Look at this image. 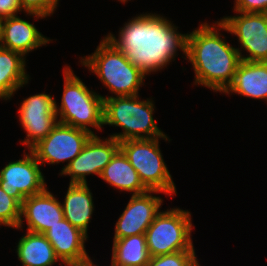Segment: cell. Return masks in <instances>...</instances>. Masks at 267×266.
Returning <instances> with one entry per match:
<instances>
[{
    "label": "cell",
    "mask_w": 267,
    "mask_h": 266,
    "mask_svg": "<svg viewBox=\"0 0 267 266\" xmlns=\"http://www.w3.org/2000/svg\"><path fill=\"white\" fill-rule=\"evenodd\" d=\"M178 28L163 15L143 12L119 27L118 37L109 32L105 38L149 76L174 62L178 51L186 59L187 33Z\"/></svg>",
    "instance_id": "1"
},
{
    "label": "cell",
    "mask_w": 267,
    "mask_h": 266,
    "mask_svg": "<svg viewBox=\"0 0 267 266\" xmlns=\"http://www.w3.org/2000/svg\"><path fill=\"white\" fill-rule=\"evenodd\" d=\"M223 24L201 22L187 33L186 59L192 64L195 85L223 93L232 83L241 61L237 47L222 34Z\"/></svg>",
    "instance_id": "2"
},
{
    "label": "cell",
    "mask_w": 267,
    "mask_h": 266,
    "mask_svg": "<svg viewBox=\"0 0 267 266\" xmlns=\"http://www.w3.org/2000/svg\"><path fill=\"white\" fill-rule=\"evenodd\" d=\"M92 54L80 58L79 63L86 67L89 73H94L98 80L110 92V96L139 95L140 87L146 81V75L134 66L119 49L105 37ZM113 94V95H112Z\"/></svg>",
    "instance_id": "3"
},
{
    "label": "cell",
    "mask_w": 267,
    "mask_h": 266,
    "mask_svg": "<svg viewBox=\"0 0 267 266\" xmlns=\"http://www.w3.org/2000/svg\"><path fill=\"white\" fill-rule=\"evenodd\" d=\"M153 98L139 95L112 96L104 99L103 126L120 127L122 132L109 136L121 142L127 139H154L167 137L158 126Z\"/></svg>",
    "instance_id": "4"
},
{
    "label": "cell",
    "mask_w": 267,
    "mask_h": 266,
    "mask_svg": "<svg viewBox=\"0 0 267 266\" xmlns=\"http://www.w3.org/2000/svg\"><path fill=\"white\" fill-rule=\"evenodd\" d=\"M63 79L61 103L59 105L55 102L59 123L86 130L93 135H95L93 129L102 132L104 112L102 95L92 90V87L88 88L69 65L63 68Z\"/></svg>",
    "instance_id": "5"
},
{
    "label": "cell",
    "mask_w": 267,
    "mask_h": 266,
    "mask_svg": "<svg viewBox=\"0 0 267 266\" xmlns=\"http://www.w3.org/2000/svg\"><path fill=\"white\" fill-rule=\"evenodd\" d=\"M160 140L171 141L168 136L154 139H127L120 142V150L148 190L160 191L172 198L177 194L176 185L163 159Z\"/></svg>",
    "instance_id": "6"
},
{
    "label": "cell",
    "mask_w": 267,
    "mask_h": 266,
    "mask_svg": "<svg viewBox=\"0 0 267 266\" xmlns=\"http://www.w3.org/2000/svg\"><path fill=\"white\" fill-rule=\"evenodd\" d=\"M191 212L179 207L160 211L145 232L151 257L178 251H195Z\"/></svg>",
    "instance_id": "7"
},
{
    "label": "cell",
    "mask_w": 267,
    "mask_h": 266,
    "mask_svg": "<svg viewBox=\"0 0 267 266\" xmlns=\"http://www.w3.org/2000/svg\"><path fill=\"white\" fill-rule=\"evenodd\" d=\"M234 12L236 15L224 16L220 21L226 33L237 37L240 59L267 62V14ZM244 51L247 54H244Z\"/></svg>",
    "instance_id": "8"
},
{
    "label": "cell",
    "mask_w": 267,
    "mask_h": 266,
    "mask_svg": "<svg viewBox=\"0 0 267 266\" xmlns=\"http://www.w3.org/2000/svg\"><path fill=\"white\" fill-rule=\"evenodd\" d=\"M93 134L66 124L58 123L51 132L30 150L41 166L67 162L61 172L82 151Z\"/></svg>",
    "instance_id": "9"
},
{
    "label": "cell",
    "mask_w": 267,
    "mask_h": 266,
    "mask_svg": "<svg viewBox=\"0 0 267 266\" xmlns=\"http://www.w3.org/2000/svg\"><path fill=\"white\" fill-rule=\"evenodd\" d=\"M23 152L22 159L10 161L0 169V187L20 204L26 197L41 193L47 188L42 166L35 155L31 150Z\"/></svg>",
    "instance_id": "10"
},
{
    "label": "cell",
    "mask_w": 267,
    "mask_h": 266,
    "mask_svg": "<svg viewBox=\"0 0 267 266\" xmlns=\"http://www.w3.org/2000/svg\"><path fill=\"white\" fill-rule=\"evenodd\" d=\"M55 98L45 92L24 98L18 108V117L26 137L19 142L30 150L44 139L59 123Z\"/></svg>",
    "instance_id": "11"
},
{
    "label": "cell",
    "mask_w": 267,
    "mask_h": 266,
    "mask_svg": "<svg viewBox=\"0 0 267 266\" xmlns=\"http://www.w3.org/2000/svg\"><path fill=\"white\" fill-rule=\"evenodd\" d=\"M120 149V142L114 138L92 135L82 151L60 172V176H70L69 183L87 184L86 176L100 177L105 166Z\"/></svg>",
    "instance_id": "12"
},
{
    "label": "cell",
    "mask_w": 267,
    "mask_h": 266,
    "mask_svg": "<svg viewBox=\"0 0 267 266\" xmlns=\"http://www.w3.org/2000/svg\"><path fill=\"white\" fill-rule=\"evenodd\" d=\"M160 191L148 190L145 193L131 195L125 209L115 223L113 239L145 234L161 211L163 199ZM156 194V195H154Z\"/></svg>",
    "instance_id": "13"
},
{
    "label": "cell",
    "mask_w": 267,
    "mask_h": 266,
    "mask_svg": "<svg viewBox=\"0 0 267 266\" xmlns=\"http://www.w3.org/2000/svg\"><path fill=\"white\" fill-rule=\"evenodd\" d=\"M48 189L47 187L41 193L24 199L21 204V219L16 230H23L25 221L27 231L44 234L64 218L61 201Z\"/></svg>",
    "instance_id": "14"
},
{
    "label": "cell",
    "mask_w": 267,
    "mask_h": 266,
    "mask_svg": "<svg viewBox=\"0 0 267 266\" xmlns=\"http://www.w3.org/2000/svg\"><path fill=\"white\" fill-rule=\"evenodd\" d=\"M44 235L64 265L81 263L91 258L85 248L88 236L65 218L51 226Z\"/></svg>",
    "instance_id": "15"
},
{
    "label": "cell",
    "mask_w": 267,
    "mask_h": 266,
    "mask_svg": "<svg viewBox=\"0 0 267 266\" xmlns=\"http://www.w3.org/2000/svg\"><path fill=\"white\" fill-rule=\"evenodd\" d=\"M33 22L22 19L18 15L4 18L2 30V46L26 55L53 40L44 36Z\"/></svg>",
    "instance_id": "16"
},
{
    "label": "cell",
    "mask_w": 267,
    "mask_h": 266,
    "mask_svg": "<svg viewBox=\"0 0 267 266\" xmlns=\"http://www.w3.org/2000/svg\"><path fill=\"white\" fill-rule=\"evenodd\" d=\"M231 93L267 102V62L241 60L232 83L223 92L228 96Z\"/></svg>",
    "instance_id": "17"
},
{
    "label": "cell",
    "mask_w": 267,
    "mask_h": 266,
    "mask_svg": "<svg viewBox=\"0 0 267 266\" xmlns=\"http://www.w3.org/2000/svg\"><path fill=\"white\" fill-rule=\"evenodd\" d=\"M61 203L64 218L88 235V227L95 211L93 194L87 184L69 183Z\"/></svg>",
    "instance_id": "18"
},
{
    "label": "cell",
    "mask_w": 267,
    "mask_h": 266,
    "mask_svg": "<svg viewBox=\"0 0 267 266\" xmlns=\"http://www.w3.org/2000/svg\"><path fill=\"white\" fill-rule=\"evenodd\" d=\"M26 58L15 51L0 47V99L11 100L18 89L29 84Z\"/></svg>",
    "instance_id": "19"
},
{
    "label": "cell",
    "mask_w": 267,
    "mask_h": 266,
    "mask_svg": "<svg viewBox=\"0 0 267 266\" xmlns=\"http://www.w3.org/2000/svg\"><path fill=\"white\" fill-rule=\"evenodd\" d=\"M99 178L119 192L126 191L137 195L148 191L141 182L137 171L120 149L105 166Z\"/></svg>",
    "instance_id": "20"
},
{
    "label": "cell",
    "mask_w": 267,
    "mask_h": 266,
    "mask_svg": "<svg viewBox=\"0 0 267 266\" xmlns=\"http://www.w3.org/2000/svg\"><path fill=\"white\" fill-rule=\"evenodd\" d=\"M15 252L22 266H65L56 256L44 234L27 231L16 243Z\"/></svg>",
    "instance_id": "21"
},
{
    "label": "cell",
    "mask_w": 267,
    "mask_h": 266,
    "mask_svg": "<svg viewBox=\"0 0 267 266\" xmlns=\"http://www.w3.org/2000/svg\"><path fill=\"white\" fill-rule=\"evenodd\" d=\"M150 258L145 234L113 239L112 264L116 266H147Z\"/></svg>",
    "instance_id": "22"
},
{
    "label": "cell",
    "mask_w": 267,
    "mask_h": 266,
    "mask_svg": "<svg viewBox=\"0 0 267 266\" xmlns=\"http://www.w3.org/2000/svg\"><path fill=\"white\" fill-rule=\"evenodd\" d=\"M21 204L0 187V227L18 228Z\"/></svg>",
    "instance_id": "23"
},
{
    "label": "cell",
    "mask_w": 267,
    "mask_h": 266,
    "mask_svg": "<svg viewBox=\"0 0 267 266\" xmlns=\"http://www.w3.org/2000/svg\"><path fill=\"white\" fill-rule=\"evenodd\" d=\"M147 266H201L195 251H178L151 257Z\"/></svg>",
    "instance_id": "24"
},
{
    "label": "cell",
    "mask_w": 267,
    "mask_h": 266,
    "mask_svg": "<svg viewBox=\"0 0 267 266\" xmlns=\"http://www.w3.org/2000/svg\"><path fill=\"white\" fill-rule=\"evenodd\" d=\"M26 17L46 19L55 13L60 0H19Z\"/></svg>",
    "instance_id": "25"
},
{
    "label": "cell",
    "mask_w": 267,
    "mask_h": 266,
    "mask_svg": "<svg viewBox=\"0 0 267 266\" xmlns=\"http://www.w3.org/2000/svg\"><path fill=\"white\" fill-rule=\"evenodd\" d=\"M233 11L267 13V0H234Z\"/></svg>",
    "instance_id": "26"
},
{
    "label": "cell",
    "mask_w": 267,
    "mask_h": 266,
    "mask_svg": "<svg viewBox=\"0 0 267 266\" xmlns=\"http://www.w3.org/2000/svg\"><path fill=\"white\" fill-rule=\"evenodd\" d=\"M26 13L19 0H0V17L8 18L18 15V13Z\"/></svg>",
    "instance_id": "27"
},
{
    "label": "cell",
    "mask_w": 267,
    "mask_h": 266,
    "mask_svg": "<svg viewBox=\"0 0 267 266\" xmlns=\"http://www.w3.org/2000/svg\"><path fill=\"white\" fill-rule=\"evenodd\" d=\"M65 266H99V265L94 264V262L90 258L89 260L81 262V263H72V264H67Z\"/></svg>",
    "instance_id": "28"
},
{
    "label": "cell",
    "mask_w": 267,
    "mask_h": 266,
    "mask_svg": "<svg viewBox=\"0 0 267 266\" xmlns=\"http://www.w3.org/2000/svg\"><path fill=\"white\" fill-rule=\"evenodd\" d=\"M3 21H4V18H1V17H0V47L2 46Z\"/></svg>",
    "instance_id": "29"
},
{
    "label": "cell",
    "mask_w": 267,
    "mask_h": 266,
    "mask_svg": "<svg viewBox=\"0 0 267 266\" xmlns=\"http://www.w3.org/2000/svg\"><path fill=\"white\" fill-rule=\"evenodd\" d=\"M119 1H120V3H122V4H123V3L125 4V3H127L128 1H131V0H118V2H119Z\"/></svg>",
    "instance_id": "30"
}]
</instances>
